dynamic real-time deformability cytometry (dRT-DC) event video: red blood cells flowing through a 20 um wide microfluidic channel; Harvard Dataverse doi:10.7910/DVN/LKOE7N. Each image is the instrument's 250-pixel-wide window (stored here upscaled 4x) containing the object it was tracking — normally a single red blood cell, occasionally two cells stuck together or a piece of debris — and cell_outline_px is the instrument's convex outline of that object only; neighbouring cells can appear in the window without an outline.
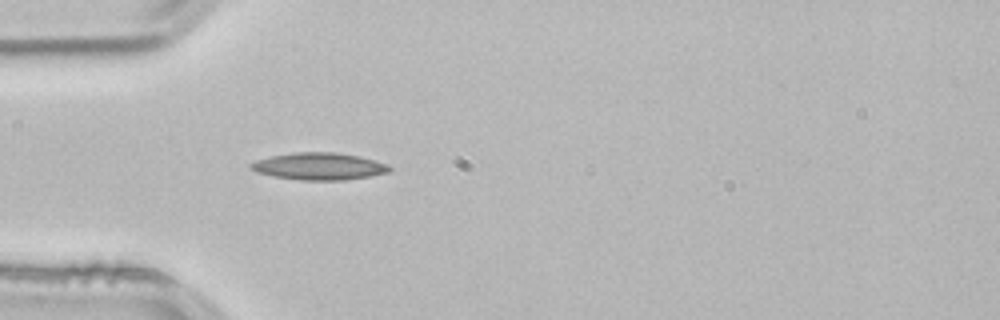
{"species": "common noctule bat (a hibernating species)", "species_latin": "Nyctalus noctula", "temperature_condition": "room temperature", "stored_images_in_passage": 27, "camera_frame_rate_fps": 3000, "um_per_image_px": 0.085, "animal": {"sex": "male", "body_mass_g": 21.5, "forearm_length_mm": 52.0}, "frame": {"image": 1, "passage_image": 5, "time_ms": 1.333, "image_size_px": [1000, 320], "cell_outline_px": [[392, 168], [388, 172], [368, 176], [344, 180], [300, 180], [272, 176], [256, 172], [248, 168], [248, 164], [256, 160], [272, 156], [296, 152], [336, 152], [360, 156], [388, 164]], "centroid_in_image_um": [27.09, 14.13], "position_along_channel_um": 57.9, "area_um2": 21.96}}